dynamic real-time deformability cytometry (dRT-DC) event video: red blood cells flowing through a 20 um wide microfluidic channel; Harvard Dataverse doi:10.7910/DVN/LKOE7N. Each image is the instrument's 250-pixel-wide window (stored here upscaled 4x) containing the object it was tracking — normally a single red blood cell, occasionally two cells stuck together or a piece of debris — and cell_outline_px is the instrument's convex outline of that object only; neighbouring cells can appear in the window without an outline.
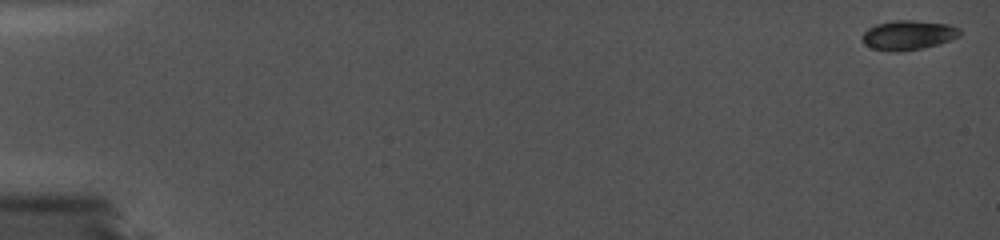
{"species": "common noctule bat (a hibernating species)", "species_latin": "Nyctalus noctula", "temperature_condition": "cold", "stored_images_in_passage": 29, "camera_frame_rate_fps": 5000, "um_per_image_px": 0.085, "animal": {"sex": "female", "body_mass_g": 19.0, "forearm_length_mm": 56.7}, "frame": {"image": 1, "passage_image": 1, "time_ms": 0.0, "image_size_px": [1000, 240], "cell_outline_px": [[960, 36], [940, 44], [900, 52], [896, 52], [872, 48], [864, 44], [860, 36], [868, 28], [876, 24], [896, 20], [912, 20], [948, 24], [960, 28]], "centroid_in_image_um": [77.19, 2.98], "position_along_channel_um": 7.8, "area_um2": 16.82}}
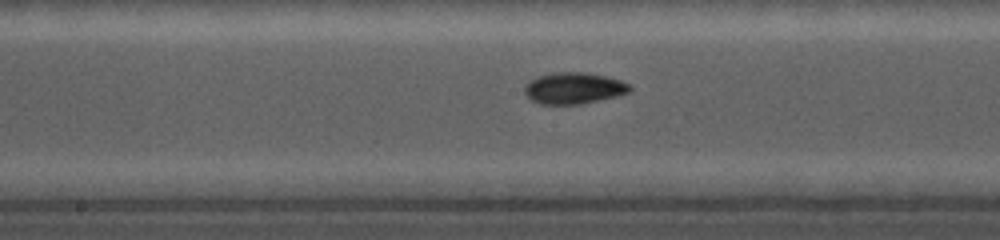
{"frame": {"image": 2, "passage_image": 23, "time_ms": 4.4, "image_size_px": [1000, 240], "cell_outline_px": [[632, 88], [628, 92], [616, 96], [580, 104], [540, 104], [532, 100], [524, 92], [524, 88], [528, 80], [536, 76], [556, 72], [588, 72], [620, 80], [628, 84]], "centroid_in_image_um": [48.73, 7.48], "position_along_channel_um": 199.5, "area_um2": 19.19}}
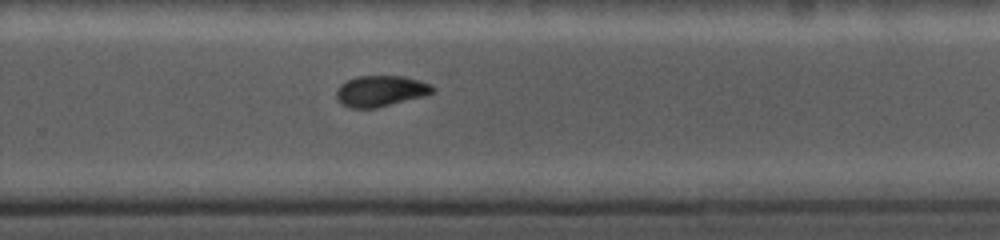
{"frame": {"image": 3, "passage_image": 29, "time_ms": 5.6, "image_size_px": [1000, 240], "cell_outline_px": [[436, 88], [432, 92], [424, 96], [376, 108], [348, 108], [340, 104], [336, 100], [336, 88], [340, 84], [356, 76], [404, 76], [420, 80], [432, 84]], "centroid_in_image_um": [32.33, 7.74], "position_along_channel_um": 297.5, "area_um2": 17.63}}